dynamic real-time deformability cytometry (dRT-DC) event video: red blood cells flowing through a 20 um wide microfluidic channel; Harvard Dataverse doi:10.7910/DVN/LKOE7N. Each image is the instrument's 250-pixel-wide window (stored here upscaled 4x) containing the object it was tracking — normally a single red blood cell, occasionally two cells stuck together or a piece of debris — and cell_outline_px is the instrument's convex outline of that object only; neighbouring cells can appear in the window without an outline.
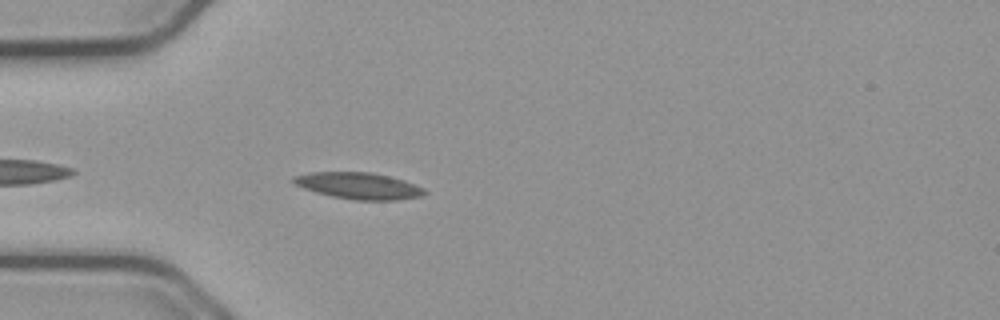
{"species": "common noctule bat (a hibernating species)", "species_latin": "Nyctalus noctula", "temperature_condition": "cold", "stored_images_in_passage": 39, "camera_frame_rate_fps": 3000, "um_per_image_px": 0.085, "animal": {"sex": "male", "body_mass_g": 23.1, "forearm_length_mm": 52.7}, "frame": {"image": 1, "passage_image": 4, "time_ms": 1.0, "image_size_px": [1000, 320], "cell_outline_px": [[428, 192], [420, 196], [396, 200], [352, 200], [332, 196], [316, 192], [304, 188], [296, 184], [292, 180], [292, 176], [308, 172], [372, 172], [404, 180], [424, 188]], "centroid_in_image_um": [30.48, 15.79], "position_along_channel_um": 54.5, "area_um2": 20.23}}
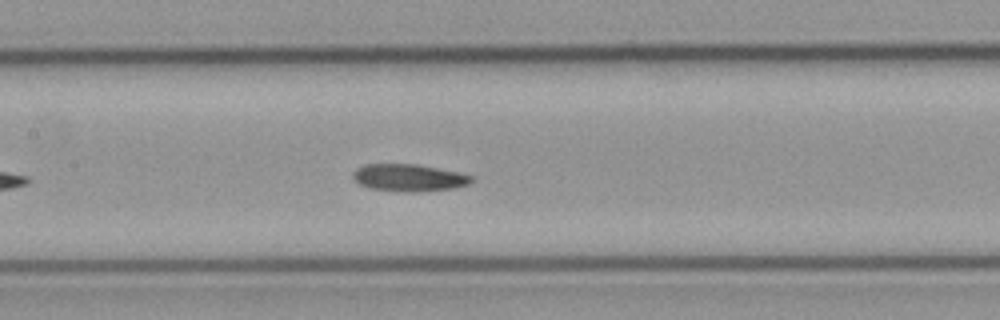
{"frame": {"image": 2, "passage_image": 14, "time_ms": 4.333, "image_size_px": [1000, 320], "cell_outline_px": [[472, 180], [468, 184], [456, 188], [420, 192], [408, 192], [368, 188], [360, 184], [352, 176], [352, 172], [356, 168], [364, 164], [416, 164], [460, 172], [472, 176]], "centroid_in_image_um": [34.75, 15.1], "position_along_channel_um": 172.6, "area_um2": 18.9}}
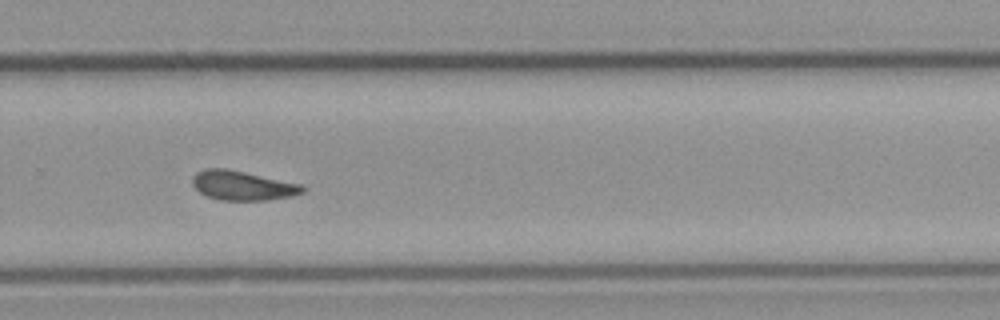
{"frame": {"image": 3, "passage_image": 25, "time_ms": 8.0, "image_size_px": [1000, 320], "cell_outline_px": [[304, 192], [292, 196], [268, 200], [220, 200], [208, 196], [200, 192], [192, 184], [192, 176], [196, 172], [204, 168], [228, 168], [304, 184]], "centroid_in_image_um": [20.63, 15.75], "position_along_channel_um": 309.2, "area_um2": 19.13}, "authors_computed_cell_mechanics": {"area_um2": 18.3804, "velocity_mm_per_s": 3.7438, "shape_relaxation_time_tau1_ms": null, "shape_relaxation_time_tau2_ms": 5.3309, "deformation_change_tau1": null, "deformation_change_tau2": 0.11}}